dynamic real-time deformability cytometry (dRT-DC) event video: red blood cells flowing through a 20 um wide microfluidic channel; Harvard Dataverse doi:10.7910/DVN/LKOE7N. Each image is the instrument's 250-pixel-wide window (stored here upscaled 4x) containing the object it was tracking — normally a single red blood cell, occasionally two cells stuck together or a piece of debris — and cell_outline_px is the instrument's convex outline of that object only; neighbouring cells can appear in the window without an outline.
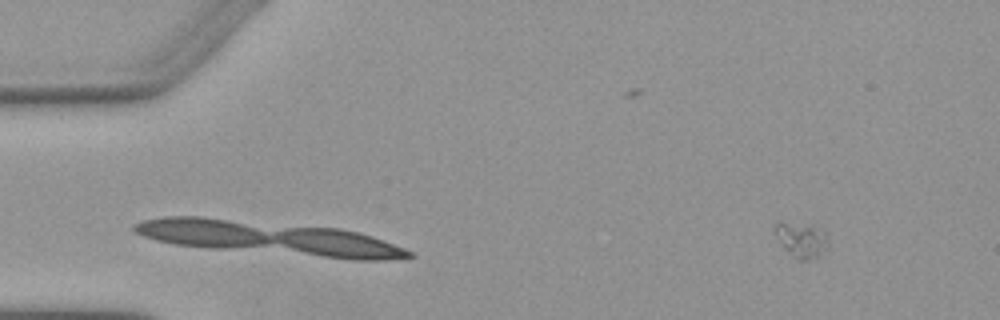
{"species": "Egyptian fruit bat (a non-hibernating species)", "species_latin": "Rousettus aegyptiacus", "temperature_condition": "warm", "stored_images_in_passage": 4, "camera_frame_rate_fps": 3000, "um_per_image_px": 0.085, "animal": {"sex": "female"}, "frame": {"image": 1, "passage_image": 1, "time_ms": 0.0, "image_size_px": [1000, 320], "cell_outline_px": [[828, 248], [820, 256], [804, 260], [800, 260], [784, 248], [776, 236], [776, 224], [780, 220], [812, 224], [824, 232], [828, 240]], "centroid_in_image_um": [68.15, 20.34], "position_along_channel_um": 16.8, "area_um2": 10.92}}